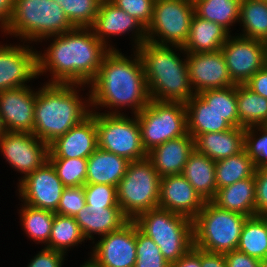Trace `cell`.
Returning a JSON list of instances; mask_svg holds the SVG:
<instances>
[{
	"label": "cell",
	"mask_w": 267,
	"mask_h": 267,
	"mask_svg": "<svg viewBox=\"0 0 267 267\" xmlns=\"http://www.w3.org/2000/svg\"><path fill=\"white\" fill-rule=\"evenodd\" d=\"M190 83L198 94L205 90L235 85L229 76L221 50L215 52L186 53Z\"/></svg>",
	"instance_id": "cell-18"
},
{
	"label": "cell",
	"mask_w": 267,
	"mask_h": 267,
	"mask_svg": "<svg viewBox=\"0 0 267 267\" xmlns=\"http://www.w3.org/2000/svg\"><path fill=\"white\" fill-rule=\"evenodd\" d=\"M261 217L265 220L266 226H267V215H264V216H261Z\"/></svg>",
	"instance_id": "cell-55"
},
{
	"label": "cell",
	"mask_w": 267,
	"mask_h": 267,
	"mask_svg": "<svg viewBox=\"0 0 267 267\" xmlns=\"http://www.w3.org/2000/svg\"><path fill=\"white\" fill-rule=\"evenodd\" d=\"M98 148L96 112L49 144L48 159H87Z\"/></svg>",
	"instance_id": "cell-19"
},
{
	"label": "cell",
	"mask_w": 267,
	"mask_h": 267,
	"mask_svg": "<svg viewBox=\"0 0 267 267\" xmlns=\"http://www.w3.org/2000/svg\"><path fill=\"white\" fill-rule=\"evenodd\" d=\"M161 177L146 157L129 162L117 186V201L129 220L147 210L158 208Z\"/></svg>",
	"instance_id": "cell-8"
},
{
	"label": "cell",
	"mask_w": 267,
	"mask_h": 267,
	"mask_svg": "<svg viewBox=\"0 0 267 267\" xmlns=\"http://www.w3.org/2000/svg\"><path fill=\"white\" fill-rule=\"evenodd\" d=\"M65 255L64 252L43 247L31 259L27 267H62Z\"/></svg>",
	"instance_id": "cell-46"
},
{
	"label": "cell",
	"mask_w": 267,
	"mask_h": 267,
	"mask_svg": "<svg viewBox=\"0 0 267 267\" xmlns=\"http://www.w3.org/2000/svg\"><path fill=\"white\" fill-rule=\"evenodd\" d=\"M18 183L17 194L24 204L55 213L65 186L49 161Z\"/></svg>",
	"instance_id": "cell-14"
},
{
	"label": "cell",
	"mask_w": 267,
	"mask_h": 267,
	"mask_svg": "<svg viewBox=\"0 0 267 267\" xmlns=\"http://www.w3.org/2000/svg\"><path fill=\"white\" fill-rule=\"evenodd\" d=\"M22 44L0 45V91L29 86L26 83L39 78L37 50Z\"/></svg>",
	"instance_id": "cell-16"
},
{
	"label": "cell",
	"mask_w": 267,
	"mask_h": 267,
	"mask_svg": "<svg viewBox=\"0 0 267 267\" xmlns=\"http://www.w3.org/2000/svg\"><path fill=\"white\" fill-rule=\"evenodd\" d=\"M187 131L194 139L204 133H215L233 128L223 116L210 107L198 94L186 103Z\"/></svg>",
	"instance_id": "cell-28"
},
{
	"label": "cell",
	"mask_w": 267,
	"mask_h": 267,
	"mask_svg": "<svg viewBox=\"0 0 267 267\" xmlns=\"http://www.w3.org/2000/svg\"><path fill=\"white\" fill-rule=\"evenodd\" d=\"M240 3L241 0H196L194 13L221 25L230 33L231 26L240 20Z\"/></svg>",
	"instance_id": "cell-33"
},
{
	"label": "cell",
	"mask_w": 267,
	"mask_h": 267,
	"mask_svg": "<svg viewBox=\"0 0 267 267\" xmlns=\"http://www.w3.org/2000/svg\"><path fill=\"white\" fill-rule=\"evenodd\" d=\"M255 176L219 188L212 202L219 208L247 217L256 216Z\"/></svg>",
	"instance_id": "cell-26"
},
{
	"label": "cell",
	"mask_w": 267,
	"mask_h": 267,
	"mask_svg": "<svg viewBox=\"0 0 267 267\" xmlns=\"http://www.w3.org/2000/svg\"><path fill=\"white\" fill-rule=\"evenodd\" d=\"M0 150L9 166L21 176L20 182L48 161L49 145L29 132H5L0 137Z\"/></svg>",
	"instance_id": "cell-13"
},
{
	"label": "cell",
	"mask_w": 267,
	"mask_h": 267,
	"mask_svg": "<svg viewBox=\"0 0 267 267\" xmlns=\"http://www.w3.org/2000/svg\"><path fill=\"white\" fill-rule=\"evenodd\" d=\"M198 95L232 127H238L236 85L226 88L205 90Z\"/></svg>",
	"instance_id": "cell-37"
},
{
	"label": "cell",
	"mask_w": 267,
	"mask_h": 267,
	"mask_svg": "<svg viewBox=\"0 0 267 267\" xmlns=\"http://www.w3.org/2000/svg\"><path fill=\"white\" fill-rule=\"evenodd\" d=\"M216 161L207 155L194 150L188 157L182 175L193 186L196 192L206 201H212L216 196Z\"/></svg>",
	"instance_id": "cell-29"
},
{
	"label": "cell",
	"mask_w": 267,
	"mask_h": 267,
	"mask_svg": "<svg viewBox=\"0 0 267 267\" xmlns=\"http://www.w3.org/2000/svg\"><path fill=\"white\" fill-rule=\"evenodd\" d=\"M238 127L267 125V98L250 90L245 84L236 85Z\"/></svg>",
	"instance_id": "cell-30"
},
{
	"label": "cell",
	"mask_w": 267,
	"mask_h": 267,
	"mask_svg": "<svg viewBox=\"0 0 267 267\" xmlns=\"http://www.w3.org/2000/svg\"><path fill=\"white\" fill-rule=\"evenodd\" d=\"M131 50L132 57L118 49H110L103 57L96 78L87 86L91 111L105 107L109 108L107 114H121L126 107L136 115L148 105L151 98L142 60L136 50Z\"/></svg>",
	"instance_id": "cell-2"
},
{
	"label": "cell",
	"mask_w": 267,
	"mask_h": 267,
	"mask_svg": "<svg viewBox=\"0 0 267 267\" xmlns=\"http://www.w3.org/2000/svg\"><path fill=\"white\" fill-rule=\"evenodd\" d=\"M6 132L5 130V127L3 125V122H2V117H1V114H0V137Z\"/></svg>",
	"instance_id": "cell-53"
},
{
	"label": "cell",
	"mask_w": 267,
	"mask_h": 267,
	"mask_svg": "<svg viewBox=\"0 0 267 267\" xmlns=\"http://www.w3.org/2000/svg\"><path fill=\"white\" fill-rule=\"evenodd\" d=\"M255 170L254 160L248 155L245 148L238 154L216 161L217 190L239 180L252 177Z\"/></svg>",
	"instance_id": "cell-32"
},
{
	"label": "cell",
	"mask_w": 267,
	"mask_h": 267,
	"mask_svg": "<svg viewBox=\"0 0 267 267\" xmlns=\"http://www.w3.org/2000/svg\"><path fill=\"white\" fill-rule=\"evenodd\" d=\"M241 37L267 41V0H241ZM242 24V25H241Z\"/></svg>",
	"instance_id": "cell-31"
},
{
	"label": "cell",
	"mask_w": 267,
	"mask_h": 267,
	"mask_svg": "<svg viewBox=\"0 0 267 267\" xmlns=\"http://www.w3.org/2000/svg\"><path fill=\"white\" fill-rule=\"evenodd\" d=\"M205 201L182 174L161 177L158 208L194 219Z\"/></svg>",
	"instance_id": "cell-21"
},
{
	"label": "cell",
	"mask_w": 267,
	"mask_h": 267,
	"mask_svg": "<svg viewBox=\"0 0 267 267\" xmlns=\"http://www.w3.org/2000/svg\"><path fill=\"white\" fill-rule=\"evenodd\" d=\"M36 91L22 86L0 91V114L7 132H29L34 129Z\"/></svg>",
	"instance_id": "cell-20"
},
{
	"label": "cell",
	"mask_w": 267,
	"mask_h": 267,
	"mask_svg": "<svg viewBox=\"0 0 267 267\" xmlns=\"http://www.w3.org/2000/svg\"><path fill=\"white\" fill-rule=\"evenodd\" d=\"M230 35L221 25L194 13L189 36L183 48L186 53L215 52L221 50Z\"/></svg>",
	"instance_id": "cell-27"
},
{
	"label": "cell",
	"mask_w": 267,
	"mask_h": 267,
	"mask_svg": "<svg viewBox=\"0 0 267 267\" xmlns=\"http://www.w3.org/2000/svg\"><path fill=\"white\" fill-rule=\"evenodd\" d=\"M244 132V127H233L226 131L200 134L194 139V147L198 153L218 161L245 148Z\"/></svg>",
	"instance_id": "cell-24"
},
{
	"label": "cell",
	"mask_w": 267,
	"mask_h": 267,
	"mask_svg": "<svg viewBox=\"0 0 267 267\" xmlns=\"http://www.w3.org/2000/svg\"><path fill=\"white\" fill-rule=\"evenodd\" d=\"M85 205L84 186L65 187L55 213L74 217Z\"/></svg>",
	"instance_id": "cell-43"
},
{
	"label": "cell",
	"mask_w": 267,
	"mask_h": 267,
	"mask_svg": "<svg viewBox=\"0 0 267 267\" xmlns=\"http://www.w3.org/2000/svg\"><path fill=\"white\" fill-rule=\"evenodd\" d=\"M247 218L206 201L193 219L194 246L210 253L236 250Z\"/></svg>",
	"instance_id": "cell-7"
},
{
	"label": "cell",
	"mask_w": 267,
	"mask_h": 267,
	"mask_svg": "<svg viewBox=\"0 0 267 267\" xmlns=\"http://www.w3.org/2000/svg\"><path fill=\"white\" fill-rule=\"evenodd\" d=\"M14 9V0H0V28L6 32Z\"/></svg>",
	"instance_id": "cell-51"
},
{
	"label": "cell",
	"mask_w": 267,
	"mask_h": 267,
	"mask_svg": "<svg viewBox=\"0 0 267 267\" xmlns=\"http://www.w3.org/2000/svg\"><path fill=\"white\" fill-rule=\"evenodd\" d=\"M133 221L158 245L171 265L194 246L193 220L184 215L155 208L141 213Z\"/></svg>",
	"instance_id": "cell-6"
},
{
	"label": "cell",
	"mask_w": 267,
	"mask_h": 267,
	"mask_svg": "<svg viewBox=\"0 0 267 267\" xmlns=\"http://www.w3.org/2000/svg\"><path fill=\"white\" fill-rule=\"evenodd\" d=\"M106 111H91L96 112L98 147L130 162L146 158L137 115L128 117L124 112L107 114Z\"/></svg>",
	"instance_id": "cell-10"
},
{
	"label": "cell",
	"mask_w": 267,
	"mask_h": 267,
	"mask_svg": "<svg viewBox=\"0 0 267 267\" xmlns=\"http://www.w3.org/2000/svg\"><path fill=\"white\" fill-rule=\"evenodd\" d=\"M92 247L91 259L99 267H134L136 262V224L129 220L120 229L101 237Z\"/></svg>",
	"instance_id": "cell-15"
},
{
	"label": "cell",
	"mask_w": 267,
	"mask_h": 267,
	"mask_svg": "<svg viewBox=\"0 0 267 267\" xmlns=\"http://www.w3.org/2000/svg\"><path fill=\"white\" fill-rule=\"evenodd\" d=\"M129 162L124 157L98 147L87 158L86 184H107L117 187L126 173Z\"/></svg>",
	"instance_id": "cell-25"
},
{
	"label": "cell",
	"mask_w": 267,
	"mask_h": 267,
	"mask_svg": "<svg viewBox=\"0 0 267 267\" xmlns=\"http://www.w3.org/2000/svg\"><path fill=\"white\" fill-rule=\"evenodd\" d=\"M261 267H267V257L261 261Z\"/></svg>",
	"instance_id": "cell-54"
},
{
	"label": "cell",
	"mask_w": 267,
	"mask_h": 267,
	"mask_svg": "<svg viewBox=\"0 0 267 267\" xmlns=\"http://www.w3.org/2000/svg\"><path fill=\"white\" fill-rule=\"evenodd\" d=\"M80 267H99L90 257Z\"/></svg>",
	"instance_id": "cell-52"
},
{
	"label": "cell",
	"mask_w": 267,
	"mask_h": 267,
	"mask_svg": "<svg viewBox=\"0 0 267 267\" xmlns=\"http://www.w3.org/2000/svg\"><path fill=\"white\" fill-rule=\"evenodd\" d=\"M256 186V216L267 215V166L254 173Z\"/></svg>",
	"instance_id": "cell-45"
},
{
	"label": "cell",
	"mask_w": 267,
	"mask_h": 267,
	"mask_svg": "<svg viewBox=\"0 0 267 267\" xmlns=\"http://www.w3.org/2000/svg\"><path fill=\"white\" fill-rule=\"evenodd\" d=\"M201 267H228L223 253H210L201 250Z\"/></svg>",
	"instance_id": "cell-50"
},
{
	"label": "cell",
	"mask_w": 267,
	"mask_h": 267,
	"mask_svg": "<svg viewBox=\"0 0 267 267\" xmlns=\"http://www.w3.org/2000/svg\"><path fill=\"white\" fill-rule=\"evenodd\" d=\"M73 28L62 6L53 0H14L5 35L19 37L21 42L31 44L67 33Z\"/></svg>",
	"instance_id": "cell-5"
},
{
	"label": "cell",
	"mask_w": 267,
	"mask_h": 267,
	"mask_svg": "<svg viewBox=\"0 0 267 267\" xmlns=\"http://www.w3.org/2000/svg\"><path fill=\"white\" fill-rule=\"evenodd\" d=\"M193 15L194 3L191 0H155L152 20L146 28V41L183 47Z\"/></svg>",
	"instance_id": "cell-11"
},
{
	"label": "cell",
	"mask_w": 267,
	"mask_h": 267,
	"mask_svg": "<svg viewBox=\"0 0 267 267\" xmlns=\"http://www.w3.org/2000/svg\"><path fill=\"white\" fill-rule=\"evenodd\" d=\"M74 218L86 240H93V244L95 243V234L101 237L120 229L129 221L120 206H90L87 204Z\"/></svg>",
	"instance_id": "cell-23"
},
{
	"label": "cell",
	"mask_w": 267,
	"mask_h": 267,
	"mask_svg": "<svg viewBox=\"0 0 267 267\" xmlns=\"http://www.w3.org/2000/svg\"><path fill=\"white\" fill-rule=\"evenodd\" d=\"M52 37L44 39L46 42L50 38L53 40L44 53L37 51L38 76L50 72L51 79L46 83L89 86L110 49L91 28L74 27L67 33Z\"/></svg>",
	"instance_id": "cell-1"
},
{
	"label": "cell",
	"mask_w": 267,
	"mask_h": 267,
	"mask_svg": "<svg viewBox=\"0 0 267 267\" xmlns=\"http://www.w3.org/2000/svg\"><path fill=\"white\" fill-rule=\"evenodd\" d=\"M228 267H261V260L250 257L237 249L224 253Z\"/></svg>",
	"instance_id": "cell-47"
},
{
	"label": "cell",
	"mask_w": 267,
	"mask_h": 267,
	"mask_svg": "<svg viewBox=\"0 0 267 267\" xmlns=\"http://www.w3.org/2000/svg\"><path fill=\"white\" fill-rule=\"evenodd\" d=\"M65 187L84 186L87 175V159H48Z\"/></svg>",
	"instance_id": "cell-39"
},
{
	"label": "cell",
	"mask_w": 267,
	"mask_h": 267,
	"mask_svg": "<svg viewBox=\"0 0 267 267\" xmlns=\"http://www.w3.org/2000/svg\"><path fill=\"white\" fill-rule=\"evenodd\" d=\"M244 146L248 155L254 160L256 169L266 167L267 125H257L245 128Z\"/></svg>",
	"instance_id": "cell-41"
},
{
	"label": "cell",
	"mask_w": 267,
	"mask_h": 267,
	"mask_svg": "<svg viewBox=\"0 0 267 267\" xmlns=\"http://www.w3.org/2000/svg\"><path fill=\"white\" fill-rule=\"evenodd\" d=\"M80 226L74 217L55 213L51 234L46 248L58 250L67 254L68 249L85 242Z\"/></svg>",
	"instance_id": "cell-36"
},
{
	"label": "cell",
	"mask_w": 267,
	"mask_h": 267,
	"mask_svg": "<svg viewBox=\"0 0 267 267\" xmlns=\"http://www.w3.org/2000/svg\"><path fill=\"white\" fill-rule=\"evenodd\" d=\"M237 250L261 261L267 257V226L261 216L246 219Z\"/></svg>",
	"instance_id": "cell-34"
},
{
	"label": "cell",
	"mask_w": 267,
	"mask_h": 267,
	"mask_svg": "<svg viewBox=\"0 0 267 267\" xmlns=\"http://www.w3.org/2000/svg\"><path fill=\"white\" fill-rule=\"evenodd\" d=\"M171 267H201V249L193 246L179 258Z\"/></svg>",
	"instance_id": "cell-49"
},
{
	"label": "cell",
	"mask_w": 267,
	"mask_h": 267,
	"mask_svg": "<svg viewBox=\"0 0 267 267\" xmlns=\"http://www.w3.org/2000/svg\"><path fill=\"white\" fill-rule=\"evenodd\" d=\"M245 85L255 93L267 98V64L257 71Z\"/></svg>",
	"instance_id": "cell-48"
},
{
	"label": "cell",
	"mask_w": 267,
	"mask_h": 267,
	"mask_svg": "<svg viewBox=\"0 0 267 267\" xmlns=\"http://www.w3.org/2000/svg\"><path fill=\"white\" fill-rule=\"evenodd\" d=\"M85 201L90 206H119L117 187L107 184H85Z\"/></svg>",
	"instance_id": "cell-42"
},
{
	"label": "cell",
	"mask_w": 267,
	"mask_h": 267,
	"mask_svg": "<svg viewBox=\"0 0 267 267\" xmlns=\"http://www.w3.org/2000/svg\"><path fill=\"white\" fill-rule=\"evenodd\" d=\"M118 8L133 16L145 28L151 23L155 0H110Z\"/></svg>",
	"instance_id": "cell-44"
},
{
	"label": "cell",
	"mask_w": 267,
	"mask_h": 267,
	"mask_svg": "<svg viewBox=\"0 0 267 267\" xmlns=\"http://www.w3.org/2000/svg\"><path fill=\"white\" fill-rule=\"evenodd\" d=\"M19 210L21 226L26 235L36 244H48L55 213L21 203Z\"/></svg>",
	"instance_id": "cell-35"
},
{
	"label": "cell",
	"mask_w": 267,
	"mask_h": 267,
	"mask_svg": "<svg viewBox=\"0 0 267 267\" xmlns=\"http://www.w3.org/2000/svg\"><path fill=\"white\" fill-rule=\"evenodd\" d=\"M62 6L73 27L91 28L102 0H53Z\"/></svg>",
	"instance_id": "cell-38"
},
{
	"label": "cell",
	"mask_w": 267,
	"mask_h": 267,
	"mask_svg": "<svg viewBox=\"0 0 267 267\" xmlns=\"http://www.w3.org/2000/svg\"><path fill=\"white\" fill-rule=\"evenodd\" d=\"M135 50L142 60L152 100L186 103L195 95L190 83L187 56L183 47L158 45L145 41ZM176 51L184 53L186 58L180 59L181 54Z\"/></svg>",
	"instance_id": "cell-4"
},
{
	"label": "cell",
	"mask_w": 267,
	"mask_h": 267,
	"mask_svg": "<svg viewBox=\"0 0 267 267\" xmlns=\"http://www.w3.org/2000/svg\"><path fill=\"white\" fill-rule=\"evenodd\" d=\"M221 52L235 85L245 84L267 64L266 43L260 40L230 35Z\"/></svg>",
	"instance_id": "cell-12"
},
{
	"label": "cell",
	"mask_w": 267,
	"mask_h": 267,
	"mask_svg": "<svg viewBox=\"0 0 267 267\" xmlns=\"http://www.w3.org/2000/svg\"><path fill=\"white\" fill-rule=\"evenodd\" d=\"M91 29L95 36L108 48L116 49L109 43L113 36L132 33L133 48L146 41V28L133 16L118 8L110 0L100 2L96 19ZM111 36V37H110ZM109 37V38H108ZM111 45V46H110Z\"/></svg>",
	"instance_id": "cell-17"
},
{
	"label": "cell",
	"mask_w": 267,
	"mask_h": 267,
	"mask_svg": "<svg viewBox=\"0 0 267 267\" xmlns=\"http://www.w3.org/2000/svg\"><path fill=\"white\" fill-rule=\"evenodd\" d=\"M136 115L141 130L142 146L146 153L168 140L188 133L185 103L151 99Z\"/></svg>",
	"instance_id": "cell-9"
},
{
	"label": "cell",
	"mask_w": 267,
	"mask_h": 267,
	"mask_svg": "<svg viewBox=\"0 0 267 267\" xmlns=\"http://www.w3.org/2000/svg\"><path fill=\"white\" fill-rule=\"evenodd\" d=\"M194 150V138L187 133L156 146L147 153V158L160 177L182 174L188 157Z\"/></svg>",
	"instance_id": "cell-22"
},
{
	"label": "cell",
	"mask_w": 267,
	"mask_h": 267,
	"mask_svg": "<svg viewBox=\"0 0 267 267\" xmlns=\"http://www.w3.org/2000/svg\"><path fill=\"white\" fill-rule=\"evenodd\" d=\"M136 262L134 267H171L158 245L136 225Z\"/></svg>",
	"instance_id": "cell-40"
},
{
	"label": "cell",
	"mask_w": 267,
	"mask_h": 267,
	"mask_svg": "<svg viewBox=\"0 0 267 267\" xmlns=\"http://www.w3.org/2000/svg\"><path fill=\"white\" fill-rule=\"evenodd\" d=\"M80 87L85 90L86 86L44 82L38 88L33 129L38 139L49 145L91 113L90 93L86 94L88 99L83 97Z\"/></svg>",
	"instance_id": "cell-3"
}]
</instances>
